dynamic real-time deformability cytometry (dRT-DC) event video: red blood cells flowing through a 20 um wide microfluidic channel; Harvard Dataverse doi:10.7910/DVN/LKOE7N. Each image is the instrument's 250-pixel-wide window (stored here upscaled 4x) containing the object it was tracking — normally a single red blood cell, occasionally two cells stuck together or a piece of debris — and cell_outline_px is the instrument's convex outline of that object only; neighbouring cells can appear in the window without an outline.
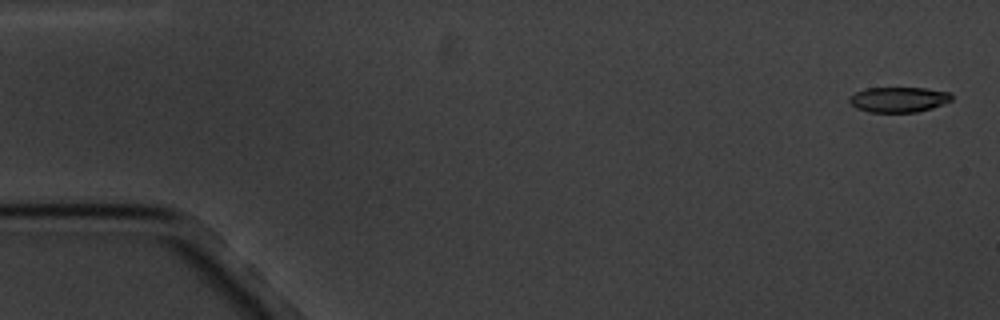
{"species": "common noctule bat (a hibernating species)", "species_latin": "Nyctalus noctula", "temperature_condition": "cold", "stored_images_in_passage": 5, "camera_frame_rate_fps": 3000, "um_per_image_px": 0.085, "animal": {"sex": "male", "body_mass_g": 20.1, "forearm_length_mm": 53.5}, "frame": {"image": 1, "passage_image": 1, "time_ms": 0.0, "image_size_px": [1000, 320], "cell_outline_px": [[952, 100], [932, 108], [916, 112], [868, 112], [856, 108], [848, 100], [848, 96], [864, 88], [924, 88], [948, 92], [952, 96]], "centroid_in_image_um": [76.34, 8.46], "position_along_channel_um": 8.7, "area_um2": 15.03}}
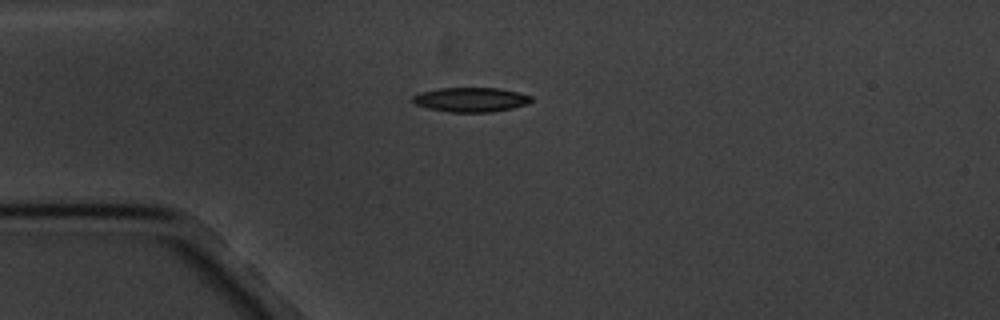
{"frame": {"image": 2, "passage_image": 5, "time_ms": 4.333, "image_size_px": [1000, 320], "cell_outline_px": [[532, 100], [528, 104], [512, 108], [492, 112], [448, 112], [428, 108], [416, 104], [412, 100], [412, 96], [420, 92], [440, 88], [496, 88], [516, 92], [532, 96]], "centroid_in_image_um": [40.01, 8.47], "position_along_channel_um": 45.0, "area_um2": 16.82}}